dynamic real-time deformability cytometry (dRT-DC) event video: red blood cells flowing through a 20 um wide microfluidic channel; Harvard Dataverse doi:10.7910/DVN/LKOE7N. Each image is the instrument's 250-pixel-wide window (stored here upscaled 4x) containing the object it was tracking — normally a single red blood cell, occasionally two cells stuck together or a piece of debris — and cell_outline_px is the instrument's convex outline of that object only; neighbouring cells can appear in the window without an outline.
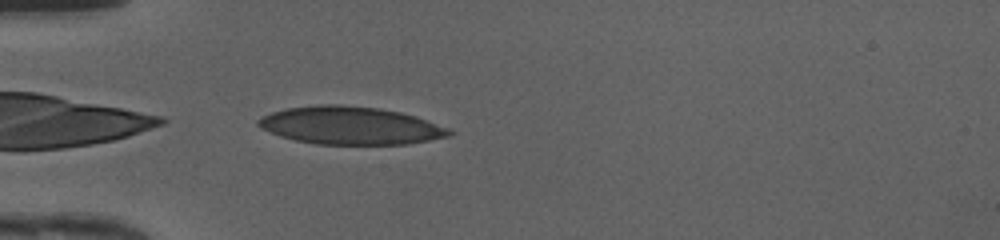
{"species": "human", "species_latin": "Homo sapiens", "temperature_condition": "cold", "stored_images_in_passage": 34, "camera_frame_rate_fps": 3000, "um_per_image_px": 0.085, "donor": {"sex": "female"}, "frame": {"image": 1, "passage_image": 1, "time_ms": 0.0, "image_size_px": [1000, 240], "cell_outline_px": [[456, 132], [448, 136], [408, 144], [316, 144], [296, 140], [280, 136], [260, 128], [256, 124], [256, 120], [272, 112], [288, 108], [320, 104], [336, 104], [376, 108], [400, 112], [416, 116], [448, 128]], "centroid_in_image_um": [29.77, 10.67], "position_along_channel_um": 55.2, "area_um2": 41.85}}
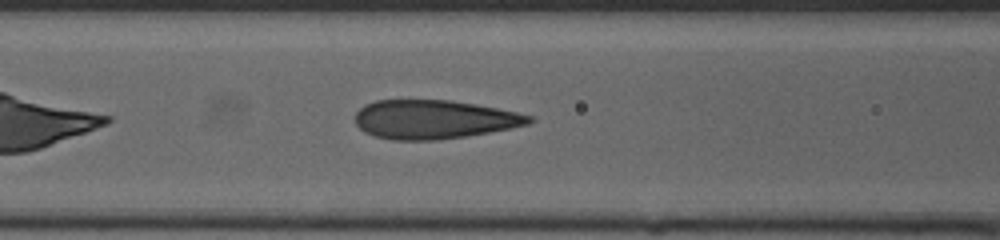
{"frame": {"image": 2, "passage_image": 7, "time_ms": 2.0, "image_size_px": [1000, 240], "cell_outline_px": [[536, 120], [528, 124], [488, 132], [440, 140], [392, 140], [376, 136], [364, 132], [356, 124], [356, 112], [364, 104], [376, 100], [452, 100], [476, 104], [516, 112], [532, 116]], "centroid_in_image_um": [36.86, 10.14], "position_along_channel_um": 129.7, "area_um2": 39.25}}
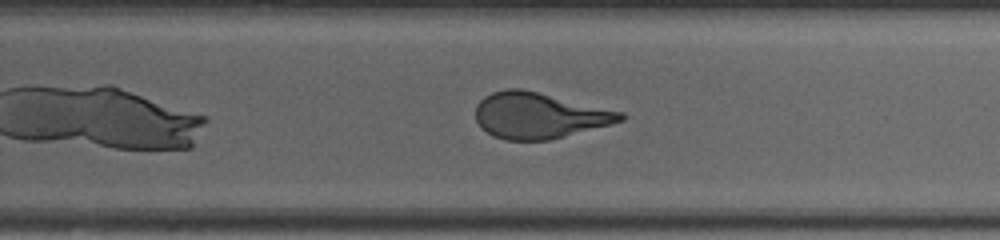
{"frame": {"image": 3, "passage_image": 18, "time_ms": 5.667, "image_size_px": [1000, 240], "cell_outline_px": [[628, 116], [624, 120], [612, 124], [548, 140], [504, 140], [492, 136], [480, 128], [476, 120], [476, 104], [484, 96], [492, 92], [508, 88], [520, 88], [624, 112]], "centroid_in_image_um": [45.8, 9.82], "position_along_channel_um": 284.0, "area_um2": 38.84}, "authors_computed_cell_mechanics": {"area_um2": 40.4889, "velocity_mm_per_s": 4.2225, "shape_relaxation_time_tau1_ms": 7.664, "shape_relaxation_time_tau2_ms": null, "deformation_change_tau1": 0.2585, "deformation_change_tau2": null}}